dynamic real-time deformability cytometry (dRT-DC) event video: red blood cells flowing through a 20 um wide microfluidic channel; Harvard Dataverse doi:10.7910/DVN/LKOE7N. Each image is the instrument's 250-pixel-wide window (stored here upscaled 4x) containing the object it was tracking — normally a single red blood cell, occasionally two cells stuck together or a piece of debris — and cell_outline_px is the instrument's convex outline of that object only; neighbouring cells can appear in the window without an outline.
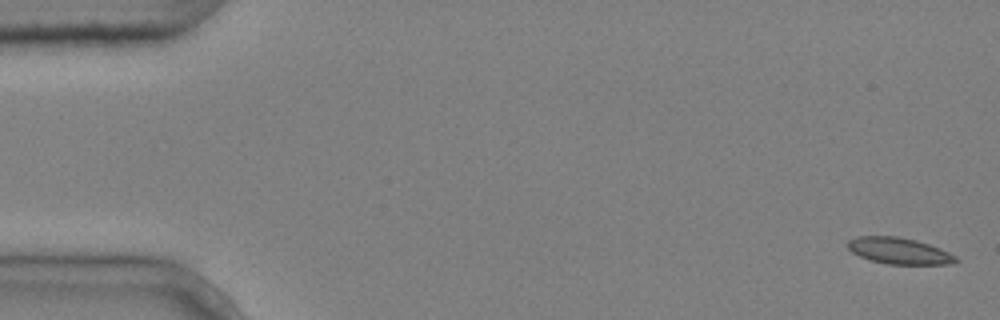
{"species": "common noctule bat (a hibernating species)", "species_latin": "Nyctalus noctula", "temperature_condition": "cold", "stored_images_in_passage": 6, "camera_frame_rate_fps": 3000, "um_per_image_px": 0.085, "animal": {"sex": "male", "body_mass_g": 20.4}, "frame": {"image": 1, "passage_image": 1, "time_ms": 0.0, "image_size_px": [1000, 320], "cell_outline_px": [[960, 260], [956, 264], [888, 264], [872, 260], [860, 256], [852, 252], [848, 248], [848, 240], [856, 236], [896, 236], [916, 240], [940, 248], [956, 256]], "centroid_in_image_um": [76.45, 21.32], "position_along_channel_um": 8.5, "area_um2": 16.59}}
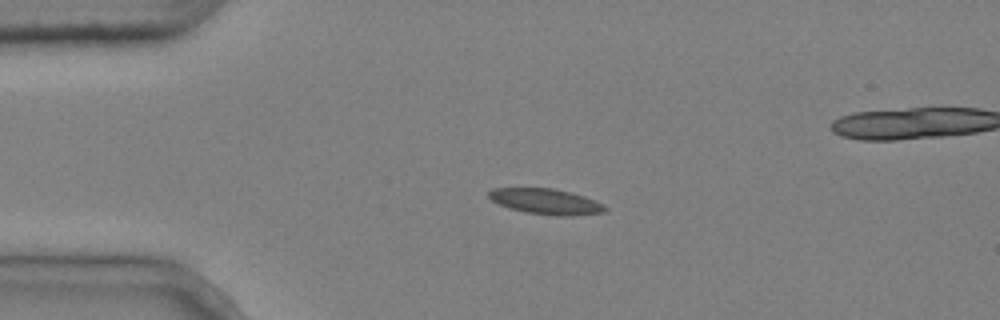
{"frame": {"image": 2, "passage_image": 4, "time_ms": 1.0, "image_size_px": [1000, 320], "cell_outline_px": [[608, 208], [604, 212], [572, 216], [556, 216], [524, 212], [500, 204], [492, 200], [488, 196], [488, 192], [492, 188], [552, 188], [584, 196], [604, 204]], "centroid_in_image_um": [46.42, 17.13], "position_along_channel_um": 38.6, "area_um2": 17.22}}